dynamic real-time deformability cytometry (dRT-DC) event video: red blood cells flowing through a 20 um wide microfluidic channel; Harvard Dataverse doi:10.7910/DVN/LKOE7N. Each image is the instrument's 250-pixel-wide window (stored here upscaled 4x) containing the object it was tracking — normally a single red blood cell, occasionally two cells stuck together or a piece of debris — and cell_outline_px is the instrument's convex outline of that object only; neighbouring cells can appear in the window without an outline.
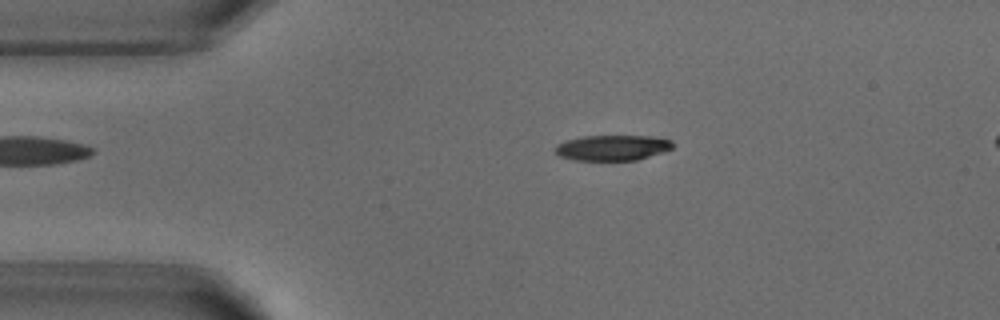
{"species": "common noctule bat (a hibernating species)", "species_latin": "Nyctalus noctula", "temperature_condition": "warm", "stored_images_in_passage": 44, "segment_of_instrument_passage": [1, 2], "camera_frame_rate_fps": 3000, "um_per_image_px": 0.085, "animal": {"sex": "male", "body_mass_g": 18.8}, "frame": {"image": 1, "passage_image": 1, "time_ms": 0.0, "image_size_px": [1000, 320], "cell_outline_px": [[672, 148], [664, 152], [636, 160], [576, 160], [560, 156], [556, 152], [556, 144], [564, 140], [584, 136], [652, 136], [672, 140]], "centroid_in_image_um": [52.06, 12.55], "position_along_channel_um": 32.9, "area_um2": 17.4}}
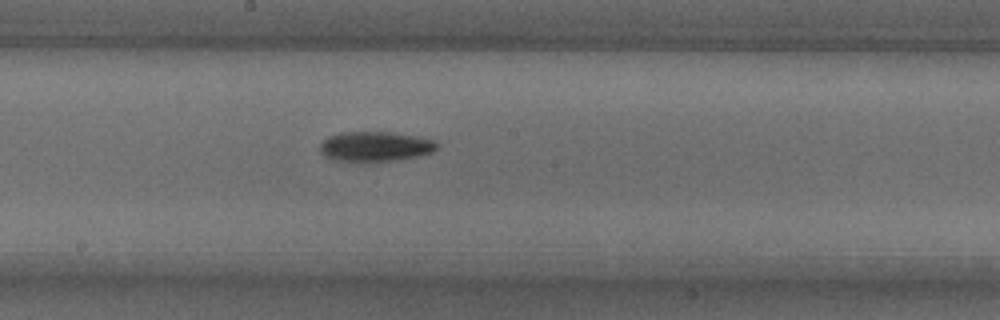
{"frame": {"image": 2, "passage_image": 18, "time_ms": 5.667, "image_size_px": [1000, 320], "cell_outline_px": [[440, 144], [432, 152], [416, 156], [396, 160], [372, 164], [336, 160], [320, 152], [320, 144], [328, 136], [340, 132], [392, 132], [416, 136], [432, 140]], "centroid_in_image_um": [31.88, 12.47], "position_along_channel_um": 216.3, "area_um2": 20.75}}
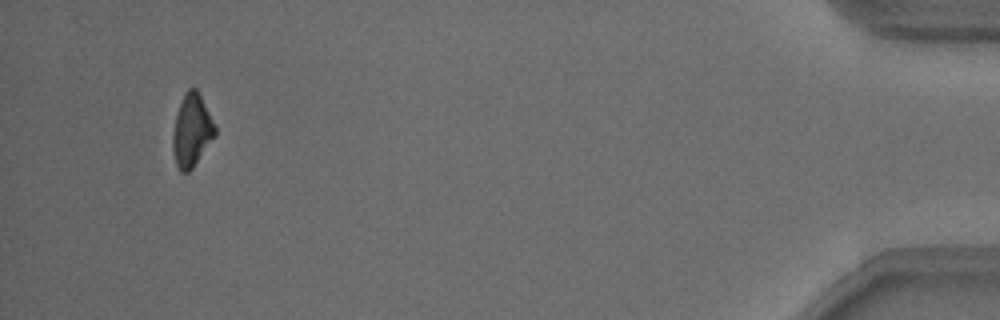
{"frame": {"image": 3, "passage_image": 40, "time_ms": 13.0, "image_size_px": [1000, 320], "cell_outline_px": [[216, 136], [192, 168], [188, 172], [180, 172], [176, 164], [172, 148], [172, 136], [176, 112], [184, 92], [188, 88], [196, 88], [216, 124]], "centroid_in_image_um": [16.3, 11.08], "position_along_channel_um": 418.9, "area_um2": 18.09}}